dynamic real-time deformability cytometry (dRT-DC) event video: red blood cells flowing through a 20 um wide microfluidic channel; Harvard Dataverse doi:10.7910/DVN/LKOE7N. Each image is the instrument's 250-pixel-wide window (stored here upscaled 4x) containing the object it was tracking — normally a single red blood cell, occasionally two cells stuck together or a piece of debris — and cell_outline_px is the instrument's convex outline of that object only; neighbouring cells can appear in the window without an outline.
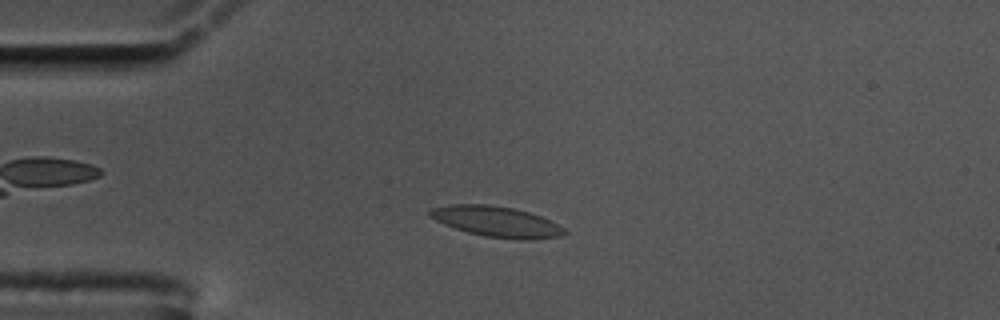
{"species": "common noctule bat (a hibernating species)", "species_latin": "Nyctalus noctula", "temperature_condition": "cold", "stored_images_in_passage": 55, "camera_frame_rate_fps": 3000, "um_per_image_px": 0.085, "animal": {"sex": "male", "body_mass_g": 17.5, "forearm_length_mm": 52.3}, "frame": {"image": 1, "passage_image": 12, "time_ms": 3.667, "image_size_px": [1000, 320], "cell_outline_px": [[568, 232], [560, 236], [528, 240], [520, 240], [484, 236], [468, 232], [444, 224], [428, 216], [428, 212], [432, 208], [452, 204], [488, 204], [512, 208], [528, 212], [540, 216], [564, 228]], "centroid_in_image_um": [42.19, 18.84], "position_along_channel_um": 42.8, "area_um2": 23.76}}
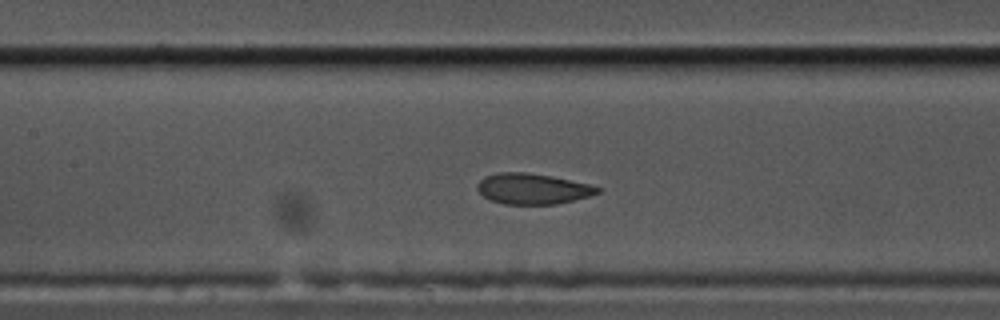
{"frame": {"image": 2, "passage_image": 24, "time_ms": 7.667, "image_size_px": [1000, 320], "cell_outline_px": [[600, 192], [588, 196], [556, 204], [504, 204], [492, 200], [484, 196], [476, 188], [476, 184], [484, 176], [500, 172], [528, 172], [552, 176], [588, 184], [600, 188]], "centroid_in_image_um": [45.23, 16.03], "position_along_channel_um": 162.2, "area_um2": 21.33}}
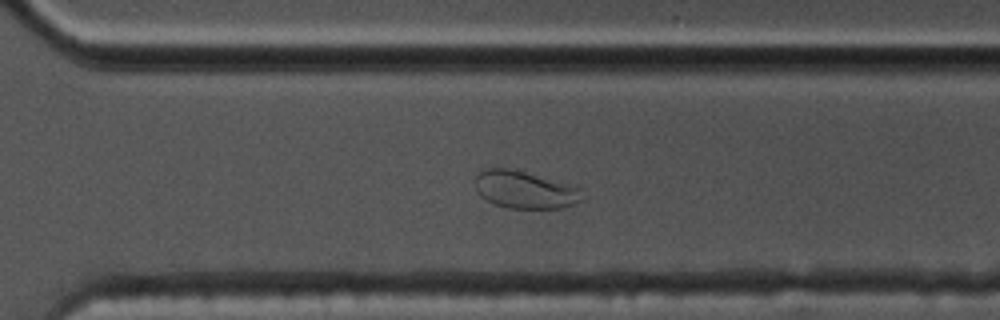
{"frame": {"image": 3, "passage_image": 38, "time_ms": 12.333, "image_size_px": [1000, 320], "cell_outline_px": [[588, 196], [584, 200], [576, 204], [564, 208], [508, 208], [496, 204], [480, 196], [476, 188], [476, 176], [480, 172], [488, 168], [508, 168], [524, 172], [580, 188]], "centroid_in_image_um": [44.68, 16.15], "position_along_channel_um": 325.9, "area_um2": 23.24}}